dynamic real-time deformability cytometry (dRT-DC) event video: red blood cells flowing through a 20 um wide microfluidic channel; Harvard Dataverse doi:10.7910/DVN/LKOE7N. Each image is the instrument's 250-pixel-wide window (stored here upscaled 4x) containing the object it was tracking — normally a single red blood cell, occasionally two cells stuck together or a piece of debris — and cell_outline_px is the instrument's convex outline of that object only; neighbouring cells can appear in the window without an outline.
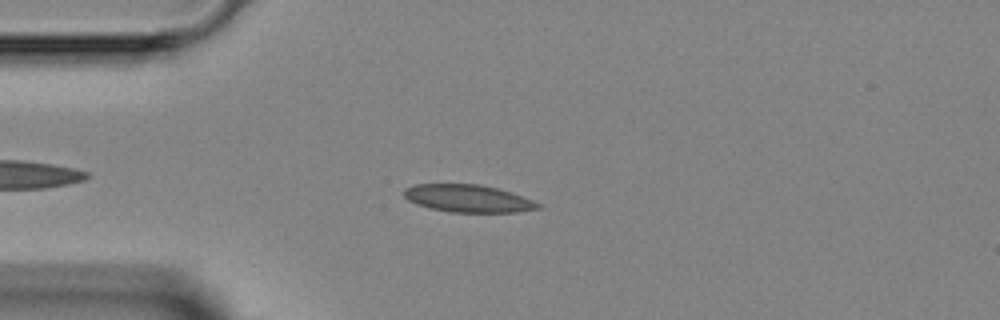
{"species": "Egyptian fruit bat (a non-hibernating species)", "species_latin": "Rousettus aegyptiacus", "temperature_condition": "room temperature", "stored_images_in_passage": 3, "camera_frame_rate_fps": 3000, "um_per_image_px": 0.085, "animal": {"sex": "female"}, "frame": {"image": 1, "passage_image": 3, "time_ms": 2.333, "image_size_px": [1000, 320], "cell_outline_px": [[540, 208], [516, 212], [448, 212], [428, 208], [416, 204], [408, 200], [404, 196], [404, 188], [416, 184], [480, 184], [512, 192], [532, 200], [540, 204]], "centroid_in_image_um": [39.75, 16.87], "position_along_channel_um": 45.2, "area_um2": 21.5}}